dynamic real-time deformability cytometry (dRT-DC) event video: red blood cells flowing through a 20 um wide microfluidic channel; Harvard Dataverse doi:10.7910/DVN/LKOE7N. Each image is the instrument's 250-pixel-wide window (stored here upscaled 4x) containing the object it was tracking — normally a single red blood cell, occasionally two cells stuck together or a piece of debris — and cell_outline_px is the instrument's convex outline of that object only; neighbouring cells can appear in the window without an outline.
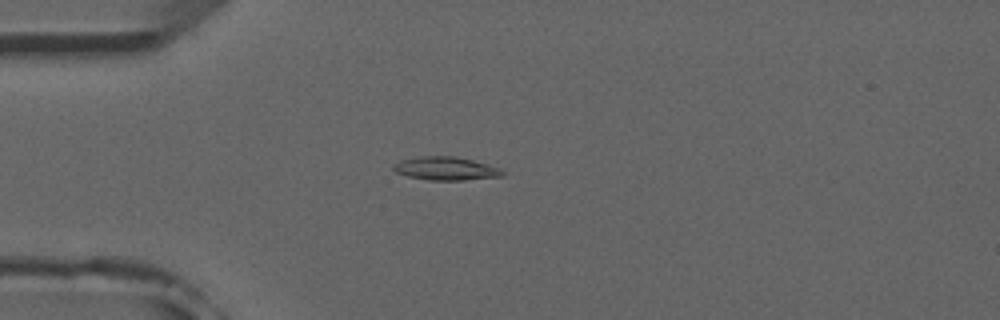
{"species": "common noctule bat (a hibernating species)", "species_latin": "Nyctalus noctula", "temperature_condition": "room temperature", "stored_images_in_passage": 51, "camera_frame_rate_fps": 3000, "um_per_image_px": 0.085, "animal": {"sex": "male", "forearm_length_mm": 52.5}, "frame": {"image": 1, "passage_image": 13, "time_ms": 4.0, "image_size_px": [1000, 320], "cell_outline_px": [[504, 176], [464, 180], [428, 180], [408, 176], [396, 172], [392, 168], [392, 164], [400, 160], [420, 156], [452, 156], [472, 160], [500, 168], [504, 172]], "centroid_in_image_um": [37.87, 14.32], "position_along_channel_um": 47.1, "area_um2": 14.8}}
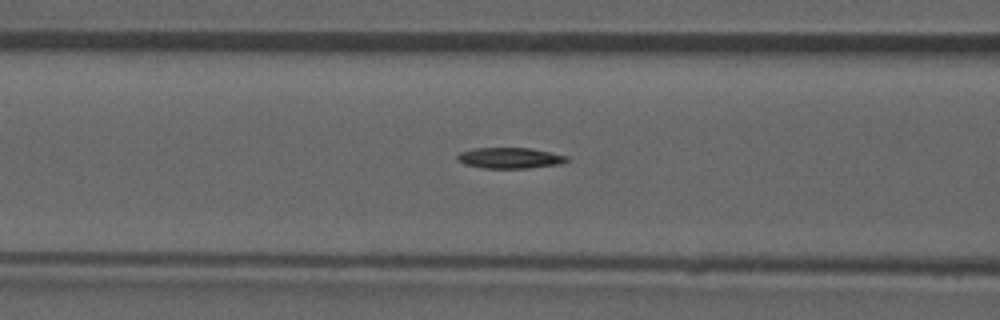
{"frame": {"image": 2, "passage_image": 20, "time_ms": 6.333, "image_size_px": [1000, 320], "cell_outline_px": [[568, 160], [560, 164], [528, 168], [484, 168], [464, 164], [456, 160], [456, 156], [460, 152], [476, 148], [532, 148], [568, 156]], "centroid_in_image_um": [43.32, 13.43], "position_along_channel_um": 123.3, "area_um2": 13.29}}
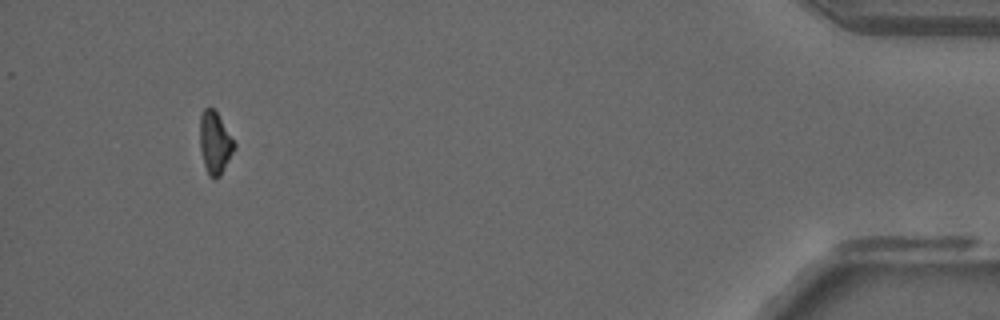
{"frame": {"image": 3, "passage_image": 48, "time_ms": 15.667, "image_size_px": [1000, 320], "cell_outline_px": [[236, 144], [220, 176], [208, 176], [204, 164], [200, 148], [200, 116], [204, 108], [212, 108], [216, 112]], "centroid_in_image_um": [18.24, 12.12], "position_along_channel_um": 417.0, "area_um2": 12.02}, "authors_computed_cell_mechanics": {"area_um2": 13.4674, "velocity_mm_per_s": 3.917, "shape_relaxation_time_tau1_ms": 8.3775, "shape_relaxation_time_tau2_ms": null, "deformation_change_tau1": 0.1917, "deformation_change_tau2": null}}